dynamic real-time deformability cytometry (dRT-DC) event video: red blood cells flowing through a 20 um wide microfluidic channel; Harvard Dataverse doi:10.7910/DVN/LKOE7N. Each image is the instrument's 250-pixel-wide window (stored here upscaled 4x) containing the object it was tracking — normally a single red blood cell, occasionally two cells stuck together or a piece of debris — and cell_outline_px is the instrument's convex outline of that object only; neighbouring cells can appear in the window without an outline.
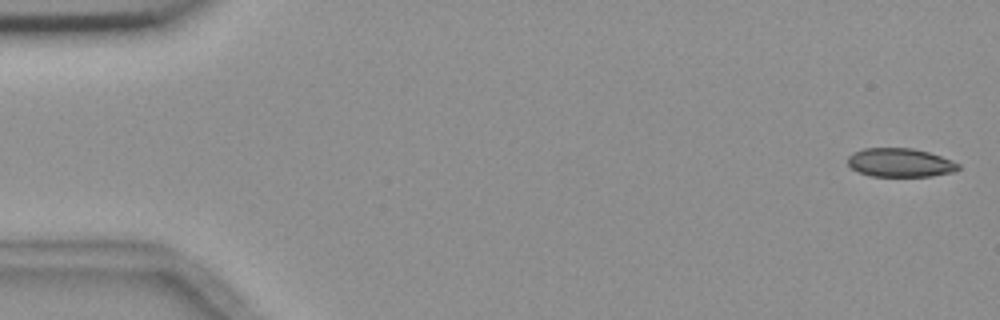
{"species": "common noctule bat (a hibernating species)", "species_latin": "Nyctalus noctula", "temperature_condition": "room temperature", "stored_images_in_passage": 4, "camera_frame_rate_fps": 3000, "um_per_image_px": 0.085, "animal": {"sex": "female", "body_mass_g": 18.4}, "frame": {"image": 1, "passage_image": 1, "time_ms": 0.0, "image_size_px": [1000, 320], "cell_outline_px": [[960, 168], [952, 172], [932, 176], [872, 176], [860, 172], [852, 168], [848, 164], [848, 156], [852, 152], [864, 148], [912, 148], [928, 152], [952, 160], [960, 164]], "centroid_in_image_um": [76.51, 13.82], "position_along_channel_um": 8.5, "area_um2": 18.44}}